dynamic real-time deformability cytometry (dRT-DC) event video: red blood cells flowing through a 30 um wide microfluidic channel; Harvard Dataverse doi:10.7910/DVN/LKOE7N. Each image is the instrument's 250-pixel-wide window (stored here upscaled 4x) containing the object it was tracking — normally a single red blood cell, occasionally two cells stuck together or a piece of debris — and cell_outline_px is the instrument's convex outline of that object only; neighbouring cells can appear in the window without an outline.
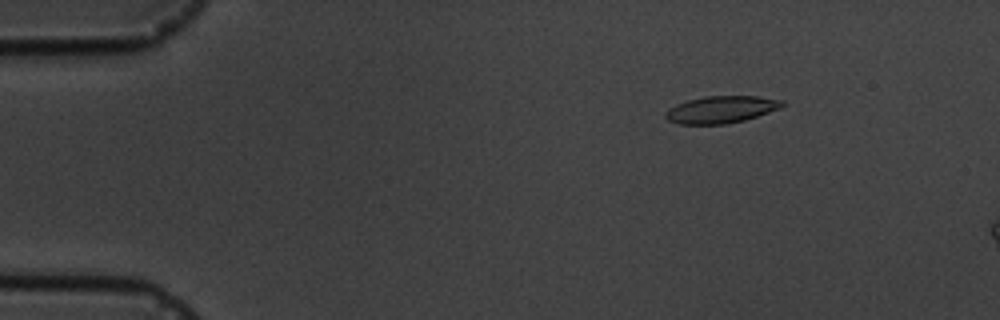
{"species": "common noctule bat (a hibernating species)", "species_latin": "Nyctalus noctula", "temperature_condition": "cold", "stored_images_in_passage": 17, "camera_frame_rate_fps": 3000, "um_per_image_px": 0.085, "animal": {"sex": "male", "body_mass_g": 19.5, "forearm_length_mm": 54.6}, "frame": {"image": 1, "passage_image": 2, "time_ms": 1.333, "image_size_px": [1000, 320], "cell_outline_px": [[784, 104], [780, 108], [744, 120], [724, 124], [680, 124], [668, 120], [664, 116], [664, 112], [668, 108], [676, 104], [688, 100], [704, 96], [756, 96], [784, 100]], "centroid_in_image_um": [61.26, 9.3], "position_along_channel_um": 23.7, "area_um2": 18.38}}
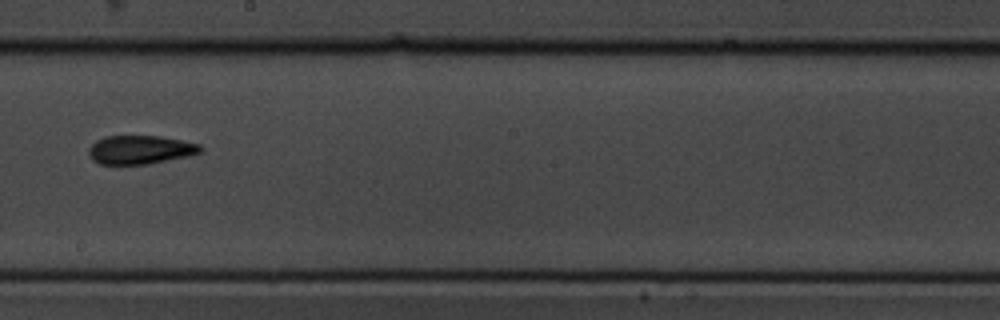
{"frame": {"image": 2, "passage_image": 9, "time_ms": 9.333, "image_size_px": [1000, 320], "cell_outline_px": [[204, 152], [188, 156], [148, 164], [100, 164], [92, 160], [88, 152], [88, 148], [96, 140], [108, 136], [160, 136], [200, 144], [204, 148]], "centroid_in_image_um": [11.94, 12.73], "position_along_channel_um": 236.3, "area_um2": 18.73}}
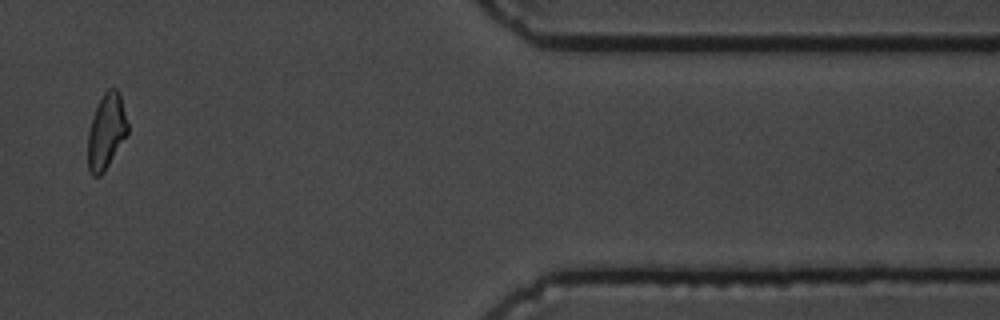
{"frame": {"image": 3, "passage_image": 14, "time_ms": 15.0, "image_size_px": [1000, 320], "cell_outline_px": [[128, 132], [104, 172], [100, 176], [92, 176], [88, 172], [88, 132], [92, 116], [104, 92], [108, 88], [116, 88], [120, 92], [128, 124]], "centroid_in_image_um": [9.03, 11.17], "position_along_channel_um": 402.4, "area_um2": 17.46}}